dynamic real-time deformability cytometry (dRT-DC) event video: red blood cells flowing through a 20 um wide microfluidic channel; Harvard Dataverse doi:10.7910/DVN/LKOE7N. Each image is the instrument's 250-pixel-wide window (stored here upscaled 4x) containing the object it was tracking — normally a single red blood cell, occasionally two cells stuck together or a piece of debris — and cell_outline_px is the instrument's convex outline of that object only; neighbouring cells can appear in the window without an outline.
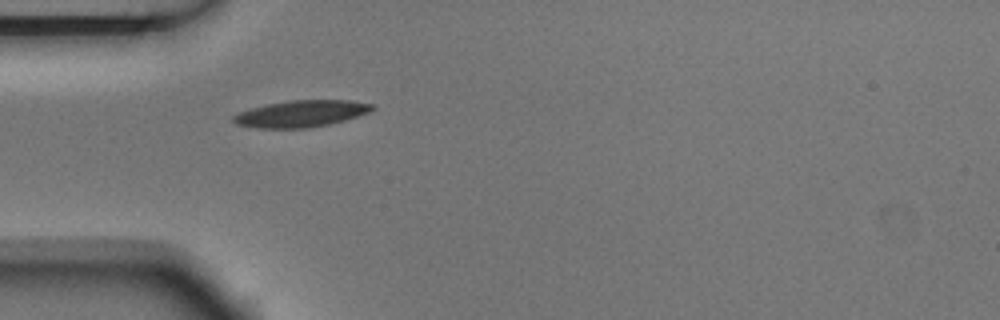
{"species": "Egyptian fruit bat (a non-hibernating species)", "species_latin": "Rousettus aegyptiacus", "temperature_condition": "room temperature", "stored_images_in_passage": 1, "camera_frame_rate_fps": 3000, "um_per_image_px": 0.085, "animal": {"sex": "male"}, "frame": {"image": 1, "passage_image": 1, "time_ms": 0.0, "image_size_px": [1000, 320], "cell_outline_px": [[376, 108], [368, 112], [344, 120], [328, 124], [308, 128], [256, 128], [236, 124], [232, 120], [232, 116], [240, 112], [252, 108], [268, 104], [288, 100], [348, 100], [372, 104]], "centroid_in_image_um": [25.57, 9.66], "position_along_channel_um": 59.4, "area_um2": 21.39}}